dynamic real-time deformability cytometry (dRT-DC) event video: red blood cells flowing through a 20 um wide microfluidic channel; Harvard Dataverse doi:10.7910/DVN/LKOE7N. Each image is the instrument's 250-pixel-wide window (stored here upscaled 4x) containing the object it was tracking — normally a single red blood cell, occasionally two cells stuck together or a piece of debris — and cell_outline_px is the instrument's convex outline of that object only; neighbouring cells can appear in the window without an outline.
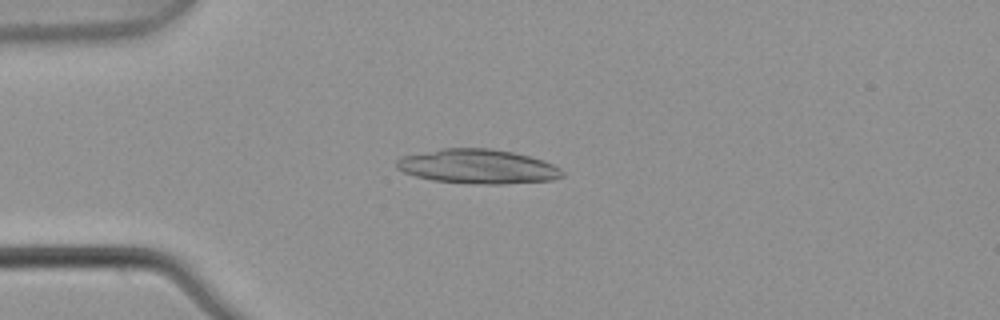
{"species": "common noctule bat (a hibernating species)", "species_latin": "Nyctalus noctula", "temperature_condition": "warm", "stored_images_in_passage": 5, "camera_frame_rate_fps": 3000, "um_per_image_px": 0.085, "animal": {"sex": "male", "body_mass_g": 21.5, "forearm_length_mm": 52.0}, "frame": {"image": 1, "passage_image": 4, "time_ms": 1.0, "image_size_px": [1000, 320], "cell_outline_px": [[564, 176], [552, 180], [500, 184], [488, 184], [432, 180], [416, 176], [404, 172], [396, 168], [396, 160], [400, 156], [440, 148], [492, 148], [512, 152], [544, 160], [560, 168], [564, 172]], "centroid_in_image_um": [40.6, 14.14], "position_along_channel_um": 44.4, "area_um2": 33.18}}